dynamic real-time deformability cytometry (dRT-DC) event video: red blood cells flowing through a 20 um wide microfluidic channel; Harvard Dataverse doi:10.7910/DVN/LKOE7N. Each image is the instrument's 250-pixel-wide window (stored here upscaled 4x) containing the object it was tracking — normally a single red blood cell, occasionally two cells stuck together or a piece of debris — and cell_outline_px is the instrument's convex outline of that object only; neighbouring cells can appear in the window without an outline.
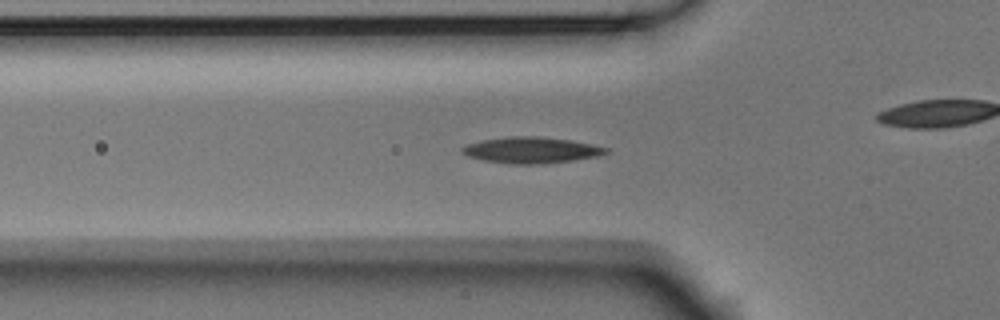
{"species": "Egyptian fruit bat (a non-hibernating species)", "species_latin": "Rousettus aegyptiacus", "temperature_condition": "room temperature", "stored_images_in_passage": 49, "camera_frame_rate_fps": 3000, "um_per_image_px": 0.085, "animal": {"sex": "male"}, "frame": {"image": 1, "passage_image": 12, "time_ms": 3.667, "image_size_px": [1000, 320], "cell_outline_px": [[612, 152], [596, 156], [572, 160], [540, 164], [508, 164], [484, 160], [468, 156], [460, 152], [460, 148], [464, 144], [480, 140], [508, 136], [536, 136], [572, 140], [608, 148]], "centroid_in_image_um": [45.1, 12.75], "position_along_channel_um": 80.7, "area_um2": 22.08}}
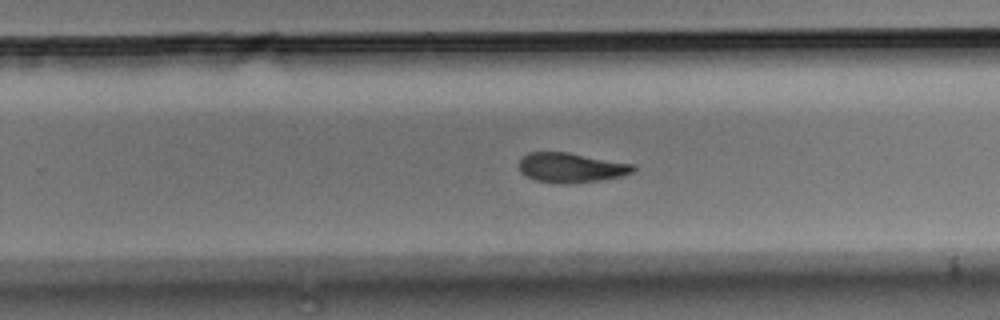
{"frame": {"image": 2, "passage_image": 28, "time_ms": 9.0, "image_size_px": [1000, 320], "cell_outline_px": [[636, 168], [632, 172], [620, 176], [596, 180], [564, 184], [560, 184], [536, 180], [520, 172], [520, 160], [528, 152], [568, 152], [636, 164]], "centroid_in_image_um": [48.55, 14.23], "position_along_channel_um": 281.2, "area_um2": 19.59}}
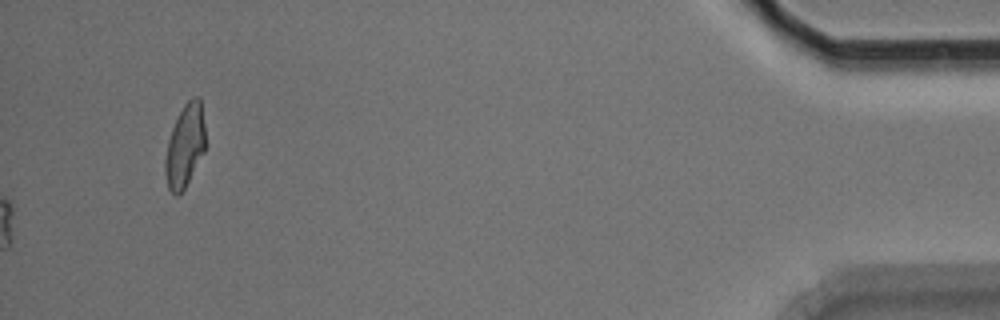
{"frame": {"image": 3, "passage_image": 49, "time_ms": 16.0, "image_size_px": [1000, 320], "cell_outline_px": [[204, 152], [184, 188], [176, 196], [168, 188], [164, 172], [164, 160], [168, 140], [172, 128], [184, 104], [192, 96], [200, 96], [204, 124]], "centroid_in_image_um": [15.7, 12.37], "position_along_channel_um": 419.5, "area_um2": 19.19}, "authors_computed_cell_mechanics": {"area_um2": 20.1144, "velocity_mm_per_s": 3.7559, "shape_relaxation_time_tau1_ms": 5.529, "shape_relaxation_time_tau2_ms": 2.7747, "deformation_change_tau1": 0.1491, "deformation_change_tau2": 0.0911}}